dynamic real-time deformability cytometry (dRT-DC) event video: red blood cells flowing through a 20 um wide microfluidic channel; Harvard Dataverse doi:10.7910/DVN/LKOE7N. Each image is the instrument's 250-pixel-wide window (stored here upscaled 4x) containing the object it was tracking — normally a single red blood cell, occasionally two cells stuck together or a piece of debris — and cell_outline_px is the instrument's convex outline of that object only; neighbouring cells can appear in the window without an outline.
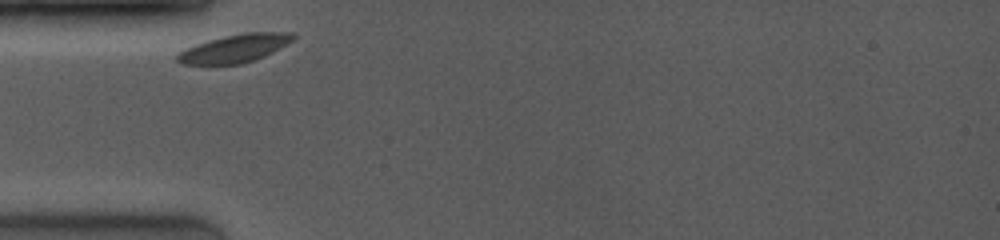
{"species": "common noctule bat (a hibernating species)", "species_latin": "Nyctalus noctula", "temperature_condition": "room temperature", "stored_images_in_passage": 41, "camera_frame_rate_fps": 4000, "um_per_image_px": 0.085, "animal": {"sex": "female", "body_mass_g": 19.0, "forearm_length_mm": 53.3}, "frame": {"image": 1, "passage_image": 1, "time_ms": 0.0, "image_size_px": [1000, 240], "cell_outline_px": [[296, 36], [292, 40], [272, 52], [264, 56], [240, 64], [184, 64], [176, 60], [176, 56], [180, 52], [196, 44], [208, 40], [224, 36], [244, 32], [292, 32]], "centroid_in_image_um": [19.96, 4.1], "position_along_channel_um": 65.0, "area_um2": 18.61}}
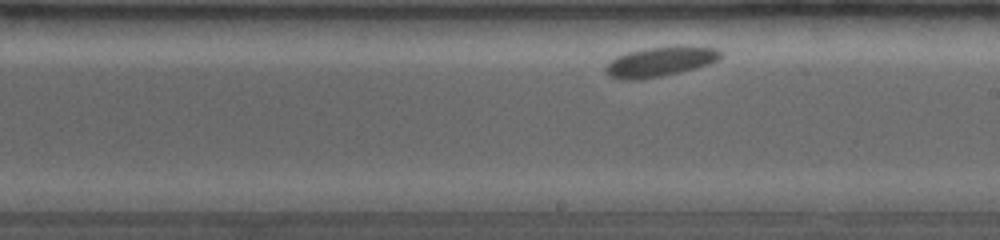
{"frame": {"image": 2, "passage_image": 24, "time_ms": 4.75, "image_size_px": [1000, 240], "cell_outline_px": [[724, 56], [708, 64], [696, 68], [680, 72], [640, 80], [620, 80], [608, 76], [604, 72], [604, 68], [616, 56], [628, 52], [644, 48], [720, 48], [724, 52]], "centroid_in_image_um": [56.06, 5.28], "position_along_channel_um": 232.9, "area_um2": 19.54}}
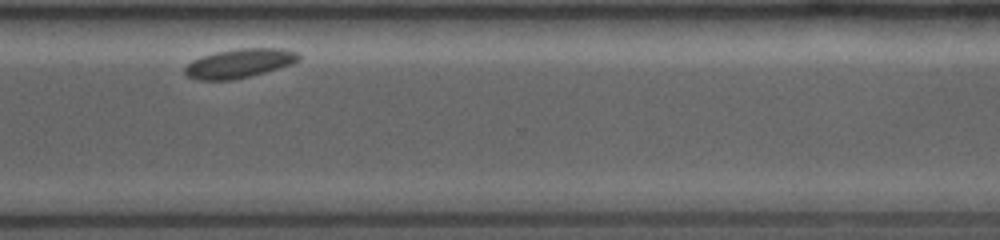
{"frame": {"image": 3, "passage_image": 40, "time_ms": 8.0, "image_size_px": [1000, 240], "cell_outline_px": [[300, 60], [292, 64], [264, 72], [232, 80], [196, 80], [188, 76], [184, 72], [184, 68], [192, 60], [216, 52], [236, 48], [280, 48], [296, 52], [300, 56]], "centroid_in_image_um": [20.34, 5.38], "position_along_channel_um": 350.3, "area_um2": 19.13}}